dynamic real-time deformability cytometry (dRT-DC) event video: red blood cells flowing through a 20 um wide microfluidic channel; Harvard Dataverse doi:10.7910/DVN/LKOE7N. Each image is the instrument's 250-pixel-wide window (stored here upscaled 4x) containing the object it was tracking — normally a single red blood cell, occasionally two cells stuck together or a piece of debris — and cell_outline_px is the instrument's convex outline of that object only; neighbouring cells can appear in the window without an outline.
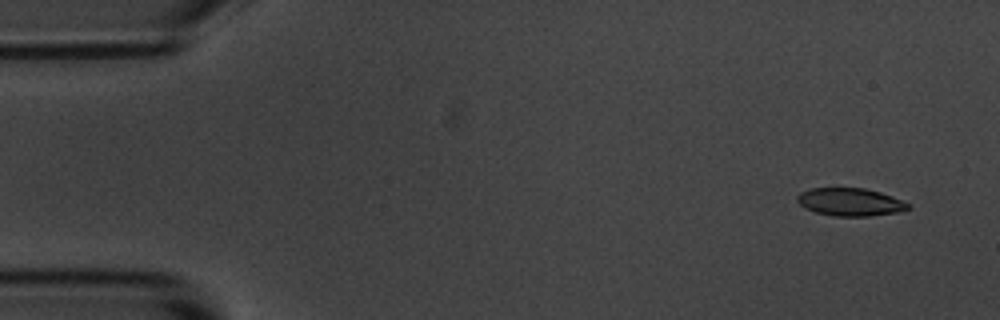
{"species": "common noctule bat (a hibernating species)", "species_latin": "Nyctalus noctula", "temperature_condition": "room temperature", "stored_images_in_passage": 5, "camera_frame_rate_fps": 3000, "um_per_image_px": 0.085, "animal": {"sex": "male", "body_mass_g": 20.1, "forearm_length_mm": 53.5}, "frame": {"image": 1, "passage_image": 1, "time_ms": 0.0, "image_size_px": [1000, 320], "cell_outline_px": [[912, 208], [896, 212], [868, 216], [832, 216], [816, 212], [804, 208], [796, 200], [796, 196], [800, 192], [812, 188], [864, 188], [880, 192], [892, 196], [912, 204]], "centroid_in_image_um": [72.27, 17.17], "position_along_channel_um": 12.7, "area_um2": 18.09}}
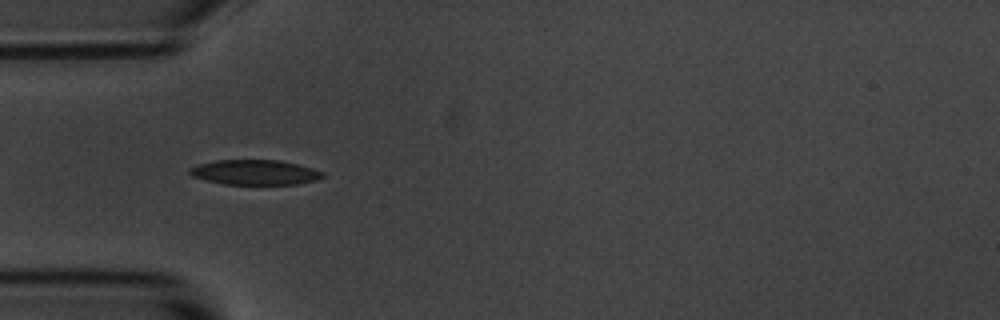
{"frame": {"image": 2, "passage_image": 4, "time_ms": 4.333, "image_size_px": [1000, 320], "cell_outline_px": [[324, 176], [316, 180], [296, 184], [224, 184], [192, 176], [188, 172], [188, 168], [196, 164], [216, 160], [280, 160], [312, 168], [324, 172]], "centroid_in_image_um": [21.64, 14.64], "position_along_channel_um": 63.4, "area_um2": 19.31}}